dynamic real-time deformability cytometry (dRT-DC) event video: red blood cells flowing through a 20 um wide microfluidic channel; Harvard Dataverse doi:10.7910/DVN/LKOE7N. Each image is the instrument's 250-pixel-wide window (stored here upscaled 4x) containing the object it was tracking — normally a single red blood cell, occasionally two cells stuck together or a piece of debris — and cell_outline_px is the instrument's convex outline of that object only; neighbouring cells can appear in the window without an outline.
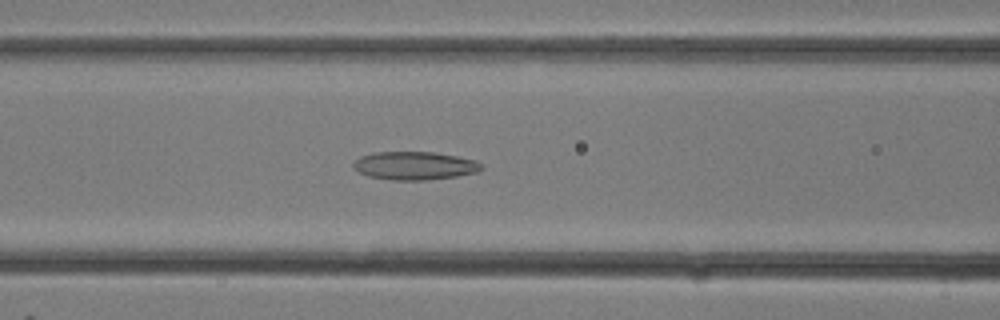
{"species": "common noctule bat (a hibernating species)", "species_latin": "Nyctalus noctula", "temperature_condition": "room temperature", "stored_images_in_passage": 14, "camera_frame_rate_fps": 3000, "um_per_image_px": 0.085, "animal": {"sex": "female"}, "frame": {"image": 1, "passage_image": 12, "time_ms": 3.667, "image_size_px": [1000, 320], "cell_outline_px": [[484, 168], [476, 172], [456, 176], [424, 180], [392, 180], [368, 176], [352, 168], [352, 164], [360, 156], [376, 152], [436, 152], [476, 160], [484, 164]], "centroid_in_image_um": [35.26, 14.08], "position_along_channel_um": 131.3, "area_um2": 21.1}}
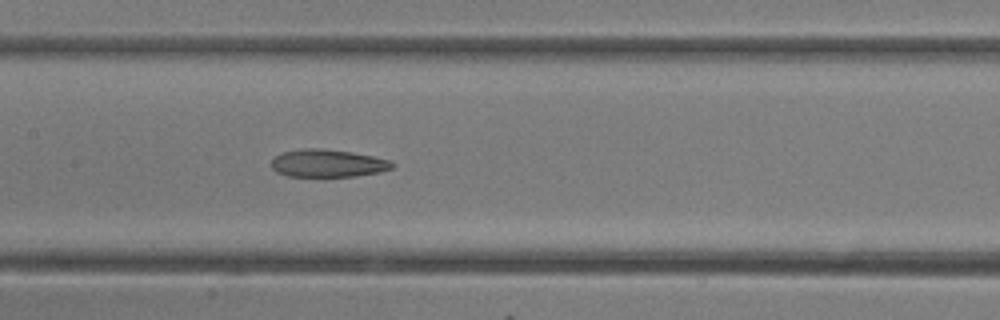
{"frame": {"image": 2, "passage_image": 14, "time_ms": 4.333, "image_size_px": [1000, 320], "cell_outline_px": [[396, 164], [392, 168], [380, 172], [356, 176], [288, 176], [276, 172], [272, 168], [272, 160], [276, 156], [284, 152], [304, 148], [324, 148], [352, 152], [392, 160]], "centroid_in_image_um": [27.9, 13.87], "position_along_channel_um": 179.5, "area_um2": 19.54}}